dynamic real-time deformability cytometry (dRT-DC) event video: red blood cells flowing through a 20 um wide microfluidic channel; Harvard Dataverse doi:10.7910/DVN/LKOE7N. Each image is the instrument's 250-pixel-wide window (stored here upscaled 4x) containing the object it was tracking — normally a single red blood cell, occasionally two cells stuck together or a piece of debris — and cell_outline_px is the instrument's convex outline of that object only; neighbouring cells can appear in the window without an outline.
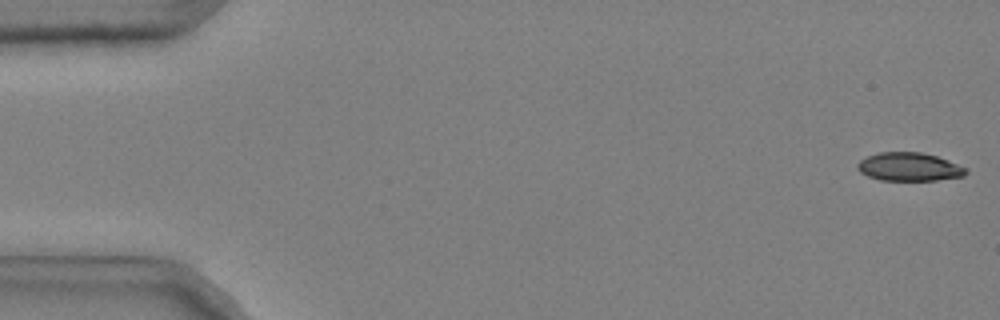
{"species": "common noctule bat (a hibernating species)", "species_latin": "Nyctalus noctula", "temperature_condition": "cold", "stored_images_in_passage": 51, "camera_frame_rate_fps": 3000, "um_per_image_px": 0.085, "animal": {"sex": "male", "body_mass_g": 20.4}, "frame": {"image": 1, "passage_image": 1, "time_ms": 0.0, "image_size_px": [1000, 320], "cell_outline_px": [[968, 172], [964, 176], [936, 180], [880, 180], [868, 176], [860, 172], [856, 168], [856, 164], [860, 160], [868, 156], [880, 152], [920, 152], [936, 156], [948, 160], [968, 168]], "centroid_in_image_um": [77.28, 14.18], "position_along_channel_um": 7.7, "area_um2": 17.98}}
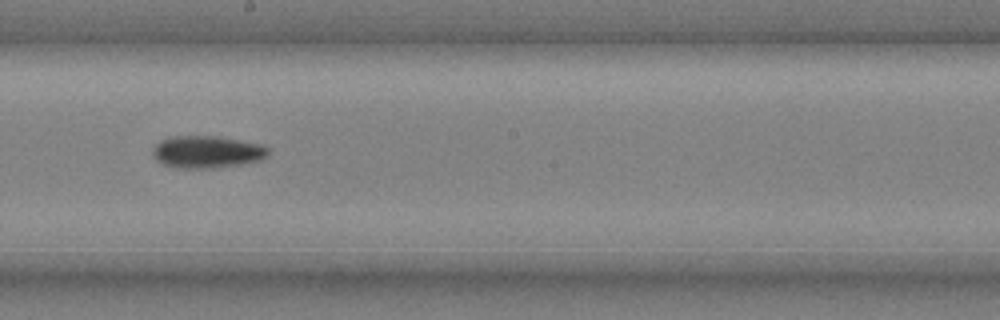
{"frame": {"image": 2, "passage_image": 30, "time_ms": 9.667, "image_size_px": [1000, 320], "cell_outline_px": [[268, 156], [260, 160], [244, 164], [212, 168], [172, 168], [156, 160], [152, 156], [152, 148], [160, 140], [172, 136], [220, 136], [260, 144], [268, 148]], "centroid_in_image_um": [17.56, 12.91], "position_along_channel_um": 230.6, "area_um2": 21.96}}
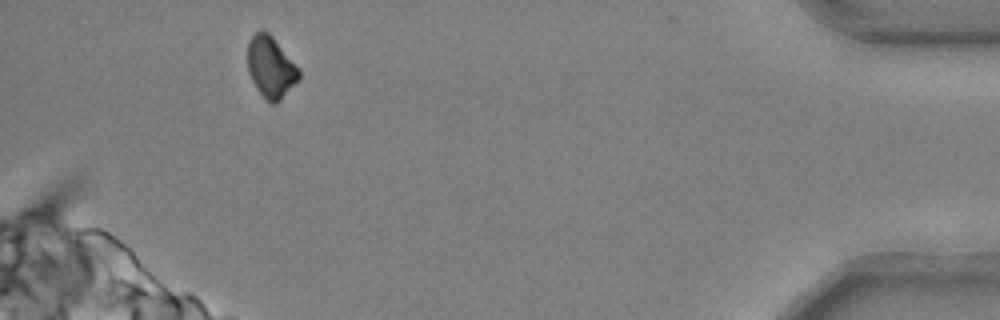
{"frame": {"image": 3, "passage_image": 49, "time_ms": 16.0, "image_size_px": [1000, 320], "cell_outline_px": [[300, 80], [276, 104], [272, 104], [256, 88], [248, 72], [248, 40], [256, 32], [268, 32], [272, 36], [300, 68]], "centroid_in_image_um": [23.05, 5.72], "position_along_channel_um": 412.2, "area_um2": 18.32}, "authors_computed_cell_mechanics": {"area_um2": 20.1722, "velocity_mm_per_s": 3.7089, "shape_relaxation_time_tau1_ms": 3.0617, "shape_relaxation_time_tau2_ms": null, "deformation_change_tau1": 0.1229, "deformation_change_tau2": null}}